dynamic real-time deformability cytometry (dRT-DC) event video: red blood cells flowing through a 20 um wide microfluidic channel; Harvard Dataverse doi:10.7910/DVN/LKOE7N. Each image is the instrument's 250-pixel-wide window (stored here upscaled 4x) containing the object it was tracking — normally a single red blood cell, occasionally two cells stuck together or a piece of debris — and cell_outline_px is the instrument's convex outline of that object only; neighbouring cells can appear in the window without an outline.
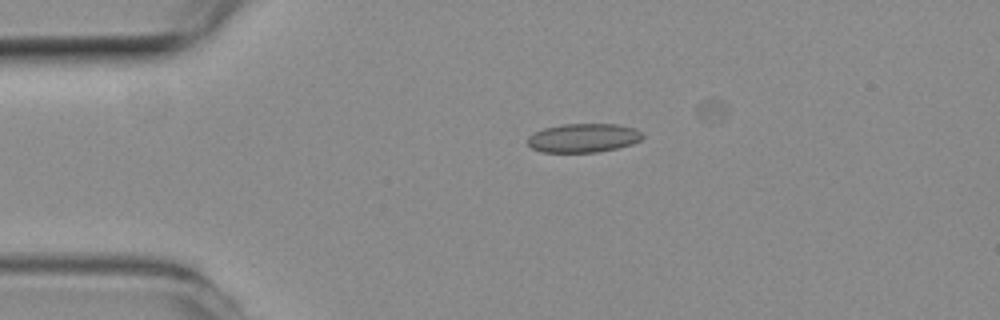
{"species": "common noctule bat (a hibernating species)", "species_latin": "Nyctalus noctula", "temperature_condition": "room temperature", "stored_images_in_passage": 12, "camera_frame_rate_fps": 3000, "um_per_image_px": 0.085, "animal": {"sex": "female", "body_mass_g": 19.3, "forearm_length_mm": 54.1}, "frame": {"image": 1, "passage_image": 1, "time_ms": 0.0, "image_size_px": [1000, 320], "cell_outline_px": [[644, 136], [640, 140], [632, 144], [616, 148], [596, 152], [540, 152], [532, 148], [528, 144], [528, 136], [544, 128], [564, 124], [620, 124], [636, 128]], "centroid_in_image_um": [49.6, 11.72], "position_along_channel_um": 35.4, "area_um2": 19.31}}
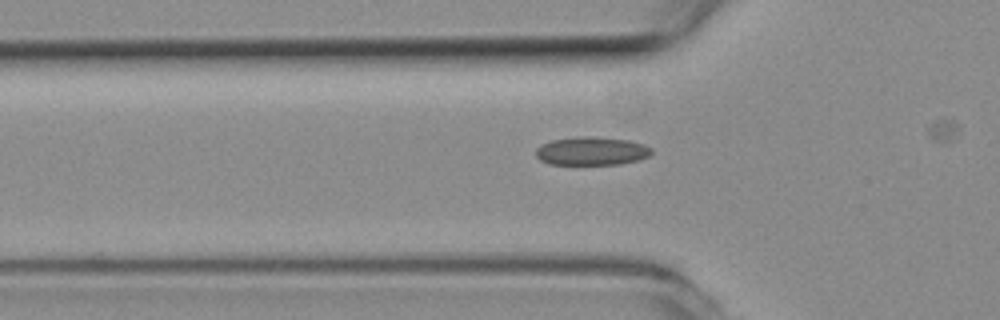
{"frame": {"image": 2, "passage_image": 7, "time_ms": 2.0, "image_size_px": [1000, 320], "cell_outline_px": [[652, 152], [648, 156], [640, 160], [620, 164], [548, 164], [540, 160], [536, 156], [536, 148], [540, 144], [552, 140], [580, 136], [584, 136], [628, 140], [644, 144], [652, 148]], "centroid_in_image_um": [50.28, 12.84], "position_along_channel_um": 75.5, "area_um2": 19.13}}
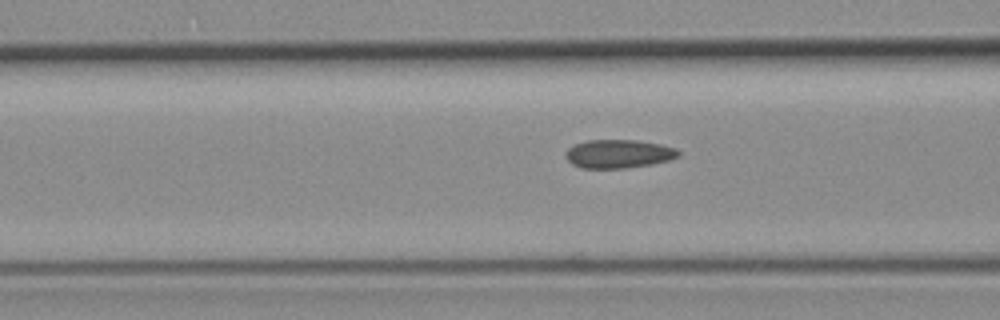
{"frame": {"image": 3, "passage_image": 10, "time_ms": 3.0, "image_size_px": [1000, 320], "cell_outline_px": [[680, 156], [668, 160], [652, 164], [624, 168], [580, 168], [572, 164], [564, 156], [564, 152], [568, 148], [576, 144], [588, 140], [636, 140], [660, 144], [676, 148], [680, 152]], "centroid_in_image_um": [52.56, 13.08], "position_along_channel_um": 114.0, "area_um2": 18.79}}